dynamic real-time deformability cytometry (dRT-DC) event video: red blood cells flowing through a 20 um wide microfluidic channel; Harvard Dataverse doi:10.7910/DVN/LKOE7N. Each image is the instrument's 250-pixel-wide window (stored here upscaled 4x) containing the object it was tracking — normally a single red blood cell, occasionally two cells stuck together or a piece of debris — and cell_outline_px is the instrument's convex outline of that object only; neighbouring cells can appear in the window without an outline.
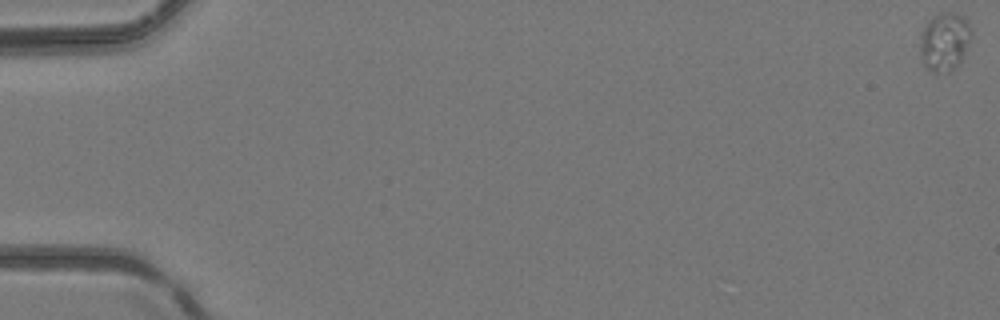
{"species": "common noctule bat (a hibernating species)", "species_latin": "Nyctalus noctula", "temperature_condition": "room temperature", "stored_images_in_passage": 5, "camera_frame_rate_fps": 3000, "um_per_image_px": 0.085, "animal": {"sex": "female", "body_mass_g": 24.6, "forearm_length_mm": 56.2}, "frame": {"image": 1, "passage_image": 1, "time_ms": 0.0, "image_size_px": [1000, 320], "cell_outline_px": [[972, 36], [960, 60], [948, 72], [932, 72], [924, 64], [920, 56], [920, 36], [928, 20], [940, 12], [952, 12], [968, 20], [972, 32]], "centroid_in_image_um": [80.27, 3.51], "position_along_channel_um": 4.7, "area_um2": 17.22}}